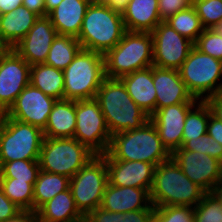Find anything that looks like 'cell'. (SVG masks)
<instances>
[{
  "mask_svg": "<svg viewBox=\"0 0 222 222\" xmlns=\"http://www.w3.org/2000/svg\"><path fill=\"white\" fill-rule=\"evenodd\" d=\"M171 158L183 173L206 193L222 182V163L211 156L184 150L182 147L171 154Z\"/></svg>",
  "mask_w": 222,
  "mask_h": 222,
  "instance_id": "4fadbf2b",
  "label": "cell"
},
{
  "mask_svg": "<svg viewBox=\"0 0 222 222\" xmlns=\"http://www.w3.org/2000/svg\"><path fill=\"white\" fill-rule=\"evenodd\" d=\"M73 137L95 155L108 152L111 134L96 99L76 101V128Z\"/></svg>",
  "mask_w": 222,
  "mask_h": 222,
  "instance_id": "8fae6325",
  "label": "cell"
},
{
  "mask_svg": "<svg viewBox=\"0 0 222 222\" xmlns=\"http://www.w3.org/2000/svg\"><path fill=\"white\" fill-rule=\"evenodd\" d=\"M153 66V36L126 31L121 41L104 55L105 77L124 75Z\"/></svg>",
  "mask_w": 222,
  "mask_h": 222,
  "instance_id": "5b68a950",
  "label": "cell"
},
{
  "mask_svg": "<svg viewBox=\"0 0 222 222\" xmlns=\"http://www.w3.org/2000/svg\"><path fill=\"white\" fill-rule=\"evenodd\" d=\"M196 103H181L155 111L149 120L155 125L163 146L172 154L182 147L184 123L188 111Z\"/></svg>",
  "mask_w": 222,
  "mask_h": 222,
  "instance_id": "2e32d148",
  "label": "cell"
},
{
  "mask_svg": "<svg viewBox=\"0 0 222 222\" xmlns=\"http://www.w3.org/2000/svg\"><path fill=\"white\" fill-rule=\"evenodd\" d=\"M109 212H130L145 208H155L151 204L150 193L146 189L116 187L109 182L100 206Z\"/></svg>",
  "mask_w": 222,
  "mask_h": 222,
  "instance_id": "44dd1931",
  "label": "cell"
},
{
  "mask_svg": "<svg viewBox=\"0 0 222 222\" xmlns=\"http://www.w3.org/2000/svg\"><path fill=\"white\" fill-rule=\"evenodd\" d=\"M204 29H211L222 21V0H192Z\"/></svg>",
  "mask_w": 222,
  "mask_h": 222,
  "instance_id": "e575fe53",
  "label": "cell"
},
{
  "mask_svg": "<svg viewBox=\"0 0 222 222\" xmlns=\"http://www.w3.org/2000/svg\"><path fill=\"white\" fill-rule=\"evenodd\" d=\"M165 22L174 28L180 35L185 36L192 42H195L204 30L200 18L192 5L188 9L179 11L175 15L170 16Z\"/></svg>",
  "mask_w": 222,
  "mask_h": 222,
  "instance_id": "4dcf8cb0",
  "label": "cell"
},
{
  "mask_svg": "<svg viewBox=\"0 0 222 222\" xmlns=\"http://www.w3.org/2000/svg\"><path fill=\"white\" fill-rule=\"evenodd\" d=\"M30 67L13 48L0 60V109L3 112L30 83Z\"/></svg>",
  "mask_w": 222,
  "mask_h": 222,
  "instance_id": "9a60e30c",
  "label": "cell"
},
{
  "mask_svg": "<svg viewBox=\"0 0 222 222\" xmlns=\"http://www.w3.org/2000/svg\"><path fill=\"white\" fill-rule=\"evenodd\" d=\"M38 18L23 5L4 13L0 15V36L13 48L26 36Z\"/></svg>",
  "mask_w": 222,
  "mask_h": 222,
  "instance_id": "d4e9b609",
  "label": "cell"
},
{
  "mask_svg": "<svg viewBox=\"0 0 222 222\" xmlns=\"http://www.w3.org/2000/svg\"><path fill=\"white\" fill-rule=\"evenodd\" d=\"M120 9L126 31L151 33L162 22L158 0H124Z\"/></svg>",
  "mask_w": 222,
  "mask_h": 222,
  "instance_id": "ffe728a7",
  "label": "cell"
},
{
  "mask_svg": "<svg viewBox=\"0 0 222 222\" xmlns=\"http://www.w3.org/2000/svg\"><path fill=\"white\" fill-rule=\"evenodd\" d=\"M58 35L48 16L39 17L26 36L13 49L31 66L45 63L52 42Z\"/></svg>",
  "mask_w": 222,
  "mask_h": 222,
  "instance_id": "e0dca14e",
  "label": "cell"
},
{
  "mask_svg": "<svg viewBox=\"0 0 222 222\" xmlns=\"http://www.w3.org/2000/svg\"><path fill=\"white\" fill-rule=\"evenodd\" d=\"M211 110L206 101H198L187 113L183 128L182 145L187 140H195L207 134Z\"/></svg>",
  "mask_w": 222,
  "mask_h": 222,
  "instance_id": "f546056e",
  "label": "cell"
},
{
  "mask_svg": "<svg viewBox=\"0 0 222 222\" xmlns=\"http://www.w3.org/2000/svg\"><path fill=\"white\" fill-rule=\"evenodd\" d=\"M30 84L40 89L47 96L57 100L64 99L63 70L44 63L32 65L30 67Z\"/></svg>",
  "mask_w": 222,
  "mask_h": 222,
  "instance_id": "4316f807",
  "label": "cell"
},
{
  "mask_svg": "<svg viewBox=\"0 0 222 222\" xmlns=\"http://www.w3.org/2000/svg\"><path fill=\"white\" fill-rule=\"evenodd\" d=\"M125 32L120 7L91 2L77 40L83 49L105 55L121 41Z\"/></svg>",
  "mask_w": 222,
  "mask_h": 222,
  "instance_id": "6da1fadb",
  "label": "cell"
},
{
  "mask_svg": "<svg viewBox=\"0 0 222 222\" xmlns=\"http://www.w3.org/2000/svg\"><path fill=\"white\" fill-rule=\"evenodd\" d=\"M20 211L21 209L4 194L0 187V222L14 217Z\"/></svg>",
  "mask_w": 222,
  "mask_h": 222,
  "instance_id": "60d3db41",
  "label": "cell"
},
{
  "mask_svg": "<svg viewBox=\"0 0 222 222\" xmlns=\"http://www.w3.org/2000/svg\"><path fill=\"white\" fill-rule=\"evenodd\" d=\"M95 99L100 104L111 136L141 128L149 121V116L129 96L119 78L105 77Z\"/></svg>",
  "mask_w": 222,
  "mask_h": 222,
  "instance_id": "7a4b0ae2",
  "label": "cell"
},
{
  "mask_svg": "<svg viewBox=\"0 0 222 222\" xmlns=\"http://www.w3.org/2000/svg\"><path fill=\"white\" fill-rule=\"evenodd\" d=\"M154 208L135 211L109 212L101 207L91 211L87 217L92 222H153Z\"/></svg>",
  "mask_w": 222,
  "mask_h": 222,
  "instance_id": "d6a6232c",
  "label": "cell"
},
{
  "mask_svg": "<svg viewBox=\"0 0 222 222\" xmlns=\"http://www.w3.org/2000/svg\"><path fill=\"white\" fill-rule=\"evenodd\" d=\"M182 148L184 150L207 154L222 163V145L215 141L214 138L210 137L208 134H205L202 137H198L195 140H187L182 145Z\"/></svg>",
  "mask_w": 222,
  "mask_h": 222,
  "instance_id": "f35d334b",
  "label": "cell"
},
{
  "mask_svg": "<svg viewBox=\"0 0 222 222\" xmlns=\"http://www.w3.org/2000/svg\"><path fill=\"white\" fill-rule=\"evenodd\" d=\"M222 207V182L218 183L210 192Z\"/></svg>",
  "mask_w": 222,
  "mask_h": 222,
  "instance_id": "7dc6e473",
  "label": "cell"
},
{
  "mask_svg": "<svg viewBox=\"0 0 222 222\" xmlns=\"http://www.w3.org/2000/svg\"><path fill=\"white\" fill-rule=\"evenodd\" d=\"M153 36V66L179 70L187 59L194 42L180 35L165 21L151 32Z\"/></svg>",
  "mask_w": 222,
  "mask_h": 222,
  "instance_id": "7c38bea8",
  "label": "cell"
},
{
  "mask_svg": "<svg viewBox=\"0 0 222 222\" xmlns=\"http://www.w3.org/2000/svg\"><path fill=\"white\" fill-rule=\"evenodd\" d=\"M63 73L64 99H95L105 78L104 55L81 48Z\"/></svg>",
  "mask_w": 222,
  "mask_h": 222,
  "instance_id": "8992f818",
  "label": "cell"
},
{
  "mask_svg": "<svg viewBox=\"0 0 222 222\" xmlns=\"http://www.w3.org/2000/svg\"><path fill=\"white\" fill-rule=\"evenodd\" d=\"M43 139L41 128L4 115L0 125V163L39 160Z\"/></svg>",
  "mask_w": 222,
  "mask_h": 222,
  "instance_id": "9c48e42d",
  "label": "cell"
},
{
  "mask_svg": "<svg viewBox=\"0 0 222 222\" xmlns=\"http://www.w3.org/2000/svg\"><path fill=\"white\" fill-rule=\"evenodd\" d=\"M207 134L222 145V122L212 114L209 116Z\"/></svg>",
  "mask_w": 222,
  "mask_h": 222,
  "instance_id": "b9f144b4",
  "label": "cell"
},
{
  "mask_svg": "<svg viewBox=\"0 0 222 222\" xmlns=\"http://www.w3.org/2000/svg\"><path fill=\"white\" fill-rule=\"evenodd\" d=\"M12 49V47L0 36V60Z\"/></svg>",
  "mask_w": 222,
  "mask_h": 222,
  "instance_id": "c3c4849f",
  "label": "cell"
},
{
  "mask_svg": "<svg viewBox=\"0 0 222 222\" xmlns=\"http://www.w3.org/2000/svg\"><path fill=\"white\" fill-rule=\"evenodd\" d=\"M153 83L156 91V111L170 105L199 101L187 90L179 70L153 66Z\"/></svg>",
  "mask_w": 222,
  "mask_h": 222,
  "instance_id": "d6986e66",
  "label": "cell"
},
{
  "mask_svg": "<svg viewBox=\"0 0 222 222\" xmlns=\"http://www.w3.org/2000/svg\"><path fill=\"white\" fill-rule=\"evenodd\" d=\"M153 222H194V207L182 205L155 207Z\"/></svg>",
  "mask_w": 222,
  "mask_h": 222,
  "instance_id": "d590c367",
  "label": "cell"
},
{
  "mask_svg": "<svg viewBox=\"0 0 222 222\" xmlns=\"http://www.w3.org/2000/svg\"><path fill=\"white\" fill-rule=\"evenodd\" d=\"M0 164L1 178H16L33 186L40 171L39 160H15Z\"/></svg>",
  "mask_w": 222,
  "mask_h": 222,
  "instance_id": "836d02e7",
  "label": "cell"
},
{
  "mask_svg": "<svg viewBox=\"0 0 222 222\" xmlns=\"http://www.w3.org/2000/svg\"><path fill=\"white\" fill-rule=\"evenodd\" d=\"M179 73L189 93L199 101L222 94V61L195 47L181 65Z\"/></svg>",
  "mask_w": 222,
  "mask_h": 222,
  "instance_id": "52a82bcc",
  "label": "cell"
},
{
  "mask_svg": "<svg viewBox=\"0 0 222 222\" xmlns=\"http://www.w3.org/2000/svg\"><path fill=\"white\" fill-rule=\"evenodd\" d=\"M200 52L222 61V37L212 29H204L194 42Z\"/></svg>",
  "mask_w": 222,
  "mask_h": 222,
  "instance_id": "74e56055",
  "label": "cell"
},
{
  "mask_svg": "<svg viewBox=\"0 0 222 222\" xmlns=\"http://www.w3.org/2000/svg\"><path fill=\"white\" fill-rule=\"evenodd\" d=\"M81 48L77 38L57 35L52 42L44 64L64 70L73 61Z\"/></svg>",
  "mask_w": 222,
  "mask_h": 222,
  "instance_id": "f1b7e54d",
  "label": "cell"
},
{
  "mask_svg": "<svg viewBox=\"0 0 222 222\" xmlns=\"http://www.w3.org/2000/svg\"><path fill=\"white\" fill-rule=\"evenodd\" d=\"M0 187L4 194L21 210L33 211V185L16 178H1Z\"/></svg>",
  "mask_w": 222,
  "mask_h": 222,
  "instance_id": "1f68e13d",
  "label": "cell"
},
{
  "mask_svg": "<svg viewBox=\"0 0 222 222\" xmlns=\"http://www.w3.org/2000/svg\"><path fill=\"white\" fill-rule=\"evenodd\" d=\"M56 101L29 83L4 115L43 130Z\"/></svg>",
  "mask_w": 222,
  "mask_h": 222,
  "instance_id": "5bb4252c",
  "label": "cell"
},
{
  "mask_svg": "<svg viewBox=\"0 0 222 222\" xmlns=\"http://www.w3.org/2000/svg\"><path fill=\"white\" fill-rule=\"evenodd\" d=\"M22 5L39 17L46 16L45 0H23Z\"/></svg>",
  "mask_w": 222,
  "mask_h": 222,
  "instance_id": "ee69618b",
  "label": "cell"
},
{
  "mask_svg": "<svg viewBox=\"0 0 222 222\" xmlns=\"http://www.w3.org/2000/svg\"><path fill=\"white\" fill-rule=\"evenodd\" d=\"M76 128V101L57 100L49 114L44 137L72 138Z\"/></svg>",
  "mask_w": 222,
  "mask_h": 222,
  "instance_id": "cb8c5ba5",
  "label": "cell"
},
{
  "mask_svg": "<svg viewBox=\"0 0 222 222\" xmlns=\"http://www.w3.org/2000/svg\"><path fill=\"white\" fill-rule=\"evenodd\" d=\"M107 184L105 155H96L70 178L69 189L83 216L101 206Z\"/></svg>",
  "mask_w": 222,
  "mask_h": 222,
  "instance_id": "30bf717a",
  "label": "cell"
},
{
  "mask_svg": "<svg viewBox=\"0 0 222 222\" xmlns=\"http://www.w3.org/2000/svg\"><path fill=\"white\" fill-rule=\"evenodd\" d=\"M95 156L74 137H44L39 156L40 170L71 178Z\"/></svg>",
  "mask_w": 222,
  "mask_h": 222,
  "instance_id": "ba28073f",
  "label": "cell"
},
{
  "mask_svg": "<svg viewBox=\"0 0 222 222\" xmlns=\"http://www.w3.org/2000/svg\"><path fill=\"white\" fill-rule=\"evenodd\" d=\"M205 194L206 192L192 182L172 158L156 166L150 191V200L154 207H195Z\"/></svg>",
  "mask_w": 222,
  "mask_h": 222,
  "instance_id": "277c9868",
  "label": "cell"
},
{
  "mask_svg": "<svg viewBox=\"0 0 222 222\" xmlns=\"http://www.w3.org/2000/svg\"><path fill=\"white\" fill-rule=\"evenodd\" d=\"M69 184L70 178L66 176L40 170L33 187V211L36 212L56 194L67 190Z\"/></svg>",
  "mask_w": 222,
  "mask_h": 222,
  "instance_id": "83f0119b",
  "label": "cell"
},
{
  "mask_svg": "<svg viewBox=\"0 0 222 222\" xmlns=\"http://www.w3.org/2000/svg\"><path fill=\"white\" fill-rule=\"evenodd\" d=\"M105 160L143 161L155 166L171 158L155 125L149 120L141 128L111 136Z\"/></svg>",
  "mask_w": 222,
  "mask_h": 222,
  "instance_id": "3957f363",
  "label": "cell"
},
{
  "mask_svg": "<svg viewBox=\"0 0 222 222\" xmlns=\"http://www.w3.org/2000/svg\"><path fill=\"white\" fill-rule=\"evenodd\" d=\"M93 3H99V4H109V5H115L120 7L121 0H92Z\"/></svg>",
  "mask_w": 222,
  "mask_h": 222,
  "instance_id": "f907efd6",
  "label": "cell"
},
{
  "mask_svg": "<svg viewBox=\"0 0 222 222\" xmlns=\"http://www.w3.org/2000/svg\"><path fill=\"white\" fill-rule=\"evenodd\" d=\"M62 0H45V10H46V16L54 9L56 8Z\"/></svg>",
  "mask_w": 222,
  "mask_h": 222,
  "instance_id": "681fc988",
  "label": "cell"
},
{
  "mask_svg": "<svg viewBox=\"0 0 222 222\" xmlns=\"http://www.w3.org/2000/svg\"><path fill=\"white\" fill-rule=\"evenodd\" d=\"M36 215L41 222H79L83 218L69 188L42 205Z\"/></svg>",
  "mask_w": 222,
  "mask_h": 222,
  "instance_id": "484cf974",
  "label": "cell"
},
{
  "mask_svg": "<svg viewBox=\"0 0 222 222\" xmlns=\"http://www.w3.org/2000/svg\"><path fill=\"white\" fill-rule=\"evenodd\" d=\"M129 96L150 117L156 111V91L153 83V66L136 70L119 78Z\"/></svg>",
  "mask_w": 222,
  "mask_h": 222,
  "instance_id": "7402d4cb",
  "label": "cell"
},
{
  "mask_svg": "<svg viewBox=\"0 0 222 222\" xmlns=\"http://www.w3.org/2000/svg\"><path fill=\"white\" fill-rule=\"evenodd\" d=\"M23 0H0V15L14 11L21 6Z\"/></svg>",
  "mask_w": 222,
  "mask_h": 222,
  "instance_id": "bcb514c9",
  "label": "cell"
},
{
  "mask_svg": "<svg viewBox=\"0 0 222 222\" xmlns=\"http://www.w3.org/2000/svg\"><path fill=\"white\" fill-rule=\"evenodd\" d=\"M92 0H62L49 14L58 35L78 38L84 16Z\"/></svg>",
  "mask_w": 222,
  "mask_h": 222,
  "instance_id": "603a6c76",
  "label": "cell"
},
{
  "mask_svg": "<svg viewBox=\"0 0 222 222\" xmlns=\"http://www.w3.org/2000/svg\"><path fill=\"white\" fill-rule=\"evenodd\" d=\"M37 215L35 211L21 210L14 217L9 218L3 222H35Z\"/></svg>",
  "mask_w": 222,
  "mask_h": 222,
  "instance_id": "f6af8a7d",
  "label": "cell"
},
{
  "mask_svg": "<svg viewBox=\"0 0 222 222\" xmlns=\"http://www.w3.org/2000/svg\"><path fill=\"white\" fill-rule=\"evenodd\" d=\"M192 5V0H158L159 17L166 21L177 12L188 9Z\"/></svg>",
  "mask_w": 222,
  "mask_h": 222,
  "instance_id": "ab89813d",
  "label": "cell"
},
{
  "mask_svg": "<svg viewBox=\"0 0 222 222\" xmlns=\"http://www.w3.org/2000/svg\"><path fill=\"white\" fill-rule=\"evenodd\" d=\"M4 114H5V112H3V111L0 109V125H1V122H2V119H3Z\"/></svg>",
  "mask_w": 222,
  "mask_h": 222,
  "instance_id": "db71d44e",
  "label": "cell"
},
{
  "mask_svg": "<svg viewBox=\"0 0 222 222\" xmlns=\"http://www.w3.org/2000/svg\"><path fill=\"white\" fill-rule=\"evenodd\" d=\"M79 222H92L87 216H83V218Z\"/></svg>",
  "mask_w": 222,
  "mask_h": 222,
  "instance_id": "f5cc1de1",
  "label": "cell"
},
{
  "mask_svg": "<svg viewBox=\"0 0 222 222\" xmlns=\"http://www.w3.org/2000/svg\"><path fill=\"white\" fill-rule=\"evenodd\" d=\"M108 182L116 187L152 188L156 166L143 161L106 160Z\"/></svg>",
  "mask_w": 222,
  "mask_h": 222,
  "instance_id": "ac0fdd59",
  "label": "cell"
},
{
  "mask_svg": "<svg viewBox=\"0 0 222 222\" xmlns=\"http://www.w3.org/2000/svg\"><path fill=\"white\" fill-rule=\"evenodd\" d=\"M194 222H222V207L211 193L194 207Z\"/></svg>",
  "mask_w": 222,
  "mask_h": 222,
  "instance_id": "8d00e7d4",
  "label": "cell"
},
{
  "mask_svg": "<svg viewBox=\"0 0 222 222\" xmlns=\"http://www.w3.org/2000/svg\"><path fill=\"white\" fill-rule=\"evenodd\" d=\"M205 101L209 105L212 115L222 122V94L209 97Z\"/></svg>",
  "mask_w": 222,
  "mask_h": 222,
  "instance_id": "7bdbcfd3",
  "label": "cell"
},
{
  "mask_svg": "<svg viewBox=\"0 0 222 222\" xmlns=\"http://www.w3.org/2000/svg\"><path fill=\"white\" fill-rule=\"evenodd\" d=\"M213 31H215L217 34H220L222 37V21L218 24H216L213 28H211Z\"/></svg>",
  "mask_w": 222,
  "mask_h": 222,
  "instance_id": "816d5d0a",
  "label": "cell"
}]
</instances>
